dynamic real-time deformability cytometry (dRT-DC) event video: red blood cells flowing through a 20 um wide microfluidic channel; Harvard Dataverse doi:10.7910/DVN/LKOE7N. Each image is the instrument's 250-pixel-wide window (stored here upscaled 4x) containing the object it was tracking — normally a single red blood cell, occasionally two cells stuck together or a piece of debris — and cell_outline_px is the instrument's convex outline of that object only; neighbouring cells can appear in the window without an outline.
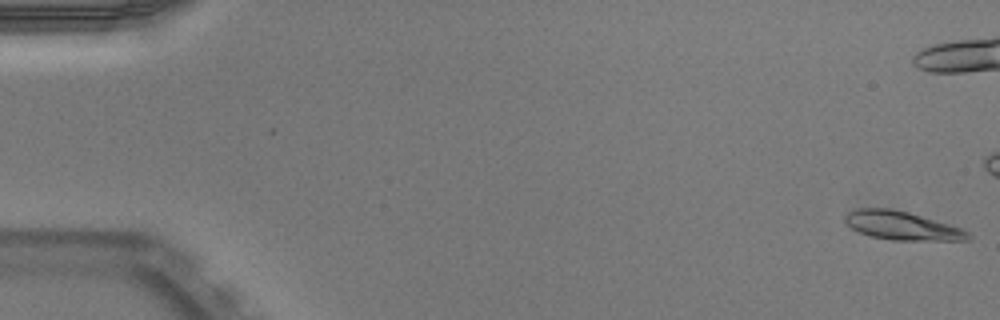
{"species": "Egyptian fruit bat (a non-hibernating species)", "species_latin": "Rousettus aegyptiacus", "temperature_condition": "warm", "stored_images_in_passage": 17, "camera_frame_rate_fps": 3000, "um_per_image_px": 0.085, "animal": {"sex": "male"}, "frame": {"image": 1, "passage_image": 1, "time_ms": 0.0, "image_size_px": [1000, 320], "cell_outline_px": [[972, 236], [968, 240], [892, 240], [872, 236], [860, 232], [852, 228], [844, 220], [844, 216], [848, 212], [856, 208], [892, 208], [908, 212], [948, 224], [960, 228], [968, 232]], "centroid_in_image_um": [76.64, 19.17], "position_along_channel_um": 8.4, "area_um2": 20.23}}